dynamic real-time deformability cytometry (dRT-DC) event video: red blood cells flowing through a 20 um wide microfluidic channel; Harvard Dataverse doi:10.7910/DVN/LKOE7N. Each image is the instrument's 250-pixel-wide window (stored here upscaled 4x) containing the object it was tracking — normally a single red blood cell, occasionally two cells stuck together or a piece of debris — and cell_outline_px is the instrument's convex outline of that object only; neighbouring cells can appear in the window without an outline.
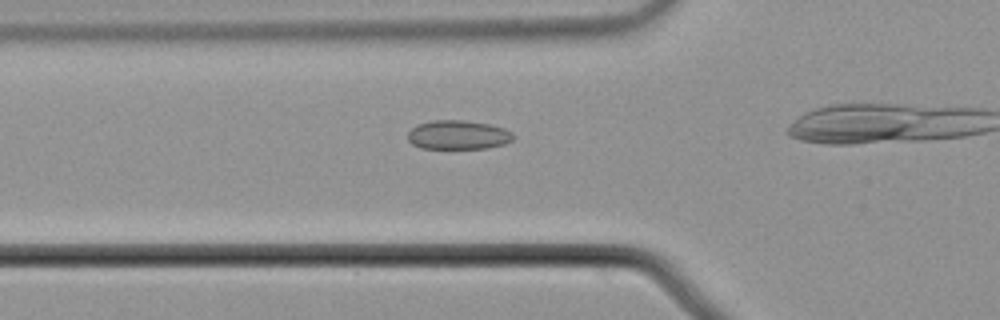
{"species": "common noctule bat (a hibernating species)", "species_latin": "Nyctalus noctula", "temperature_condition": "cold", "stored_images_in_passage": 13, "camera_frame_rate_fps": 3000, "um_per_image_px": 0.085, "animal": {"sex": "male", "body_mass_g": 21.5, "forearm_length_mm": 52.0}, "frame": {"image": 1, "passage_image": 8, "time_ms": 2.333, "image_size_px": [1000, 320], "cell_outline_px": [[512, 140], [504, 144], [488, 148], [420, 148], [412, 144], [408, 140], [408, 132], [416, 124], [432, 120], [464, 120], [492, 124], [504, 128], [512, 132]], "centroid_in_image_um": [38.92, 11.45], "position_along_channel_um": 86.9, "area_um2": 17.98}}
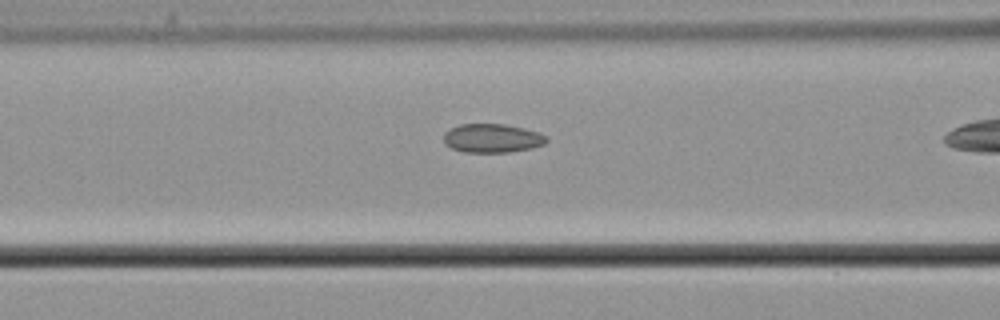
{"frame": {"image": 2, "passage_image": 11, "time_ms": 3.333, "image_size_px": [1000, 320], "cell_outline_px": [[548, 140], [544, 144], [532, 148], [508, 152], [464, 152], [452, 148], [444, 144], [444, 132], [448, 128], [460, 124], [504, 124], [524, 128], [540, 132], [548, 136]], "centroid_in_image_um": [41.84, 11.74], "position_along_channel_um": 124.8, "area_um2": 17.46}}